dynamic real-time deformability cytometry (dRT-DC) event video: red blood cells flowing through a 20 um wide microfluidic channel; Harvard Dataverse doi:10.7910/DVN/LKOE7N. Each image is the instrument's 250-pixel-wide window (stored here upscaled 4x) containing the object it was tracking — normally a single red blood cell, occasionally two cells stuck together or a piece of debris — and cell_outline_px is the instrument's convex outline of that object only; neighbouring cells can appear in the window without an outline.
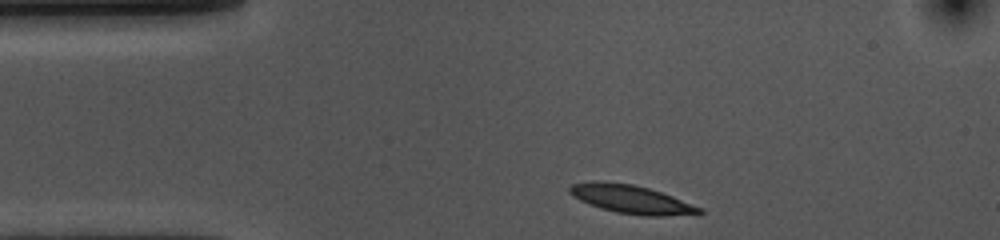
{"species": "common noctule bat (a hibernating species)", "species_latin": "Nyctalus noctula", "temperature_condition": "cold", "stored_images_in_passage": 35, "camera_frame_rate_fps": 3000, "um_per_image_px": 0.085, "animal": {"sex": "female", "body_mass_g": 10.0, "forearm_length_mm": 53.1}, "frame": {"image": 1, "passage_image": 1, "time_ms": 0.0, "image_size_px": [1000, 240], "cell_outline_px": [[704, 212], [700, 216], [644, 216], [616, 212], [600, 208], [580, 200], [572, 196], [568, 192], [568, 188], [572, 184], [592, 180], [596, 180], [632, 184], [648, 188], [672, 196], [704, 208]], "centroid_in_image_um": [53.73, 16.96], "position_along_channel_um": 31.3, "area_um2": 21.96}}
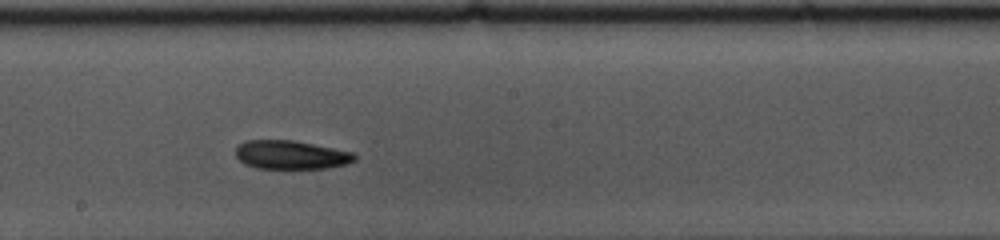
{"frame": {"image": 2, "passage_image": 20, "time_ms": 6.333, "image_size_px": [1000, 240], "cell_outline_px": [[356, 160], [348, 164], [328, 168], [256, 168], [244, 164], [236, 156], [236, 148], [244, 140], [292, 140], [352, 152], [356, 156]], "centroid_in_image_um": [24.72, 13.16], "position_along_channel_um": 223.5, "area_um2": 19.77}}
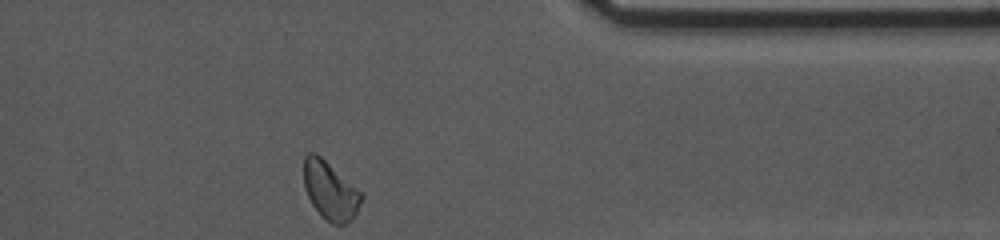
{"frame": {"image": 3, "passage_image": 35, "time_ms": 11.333, "image_size_px": [1000, 240], "cell_outline_px": [[364, 196], [356, 212], [348, 224], [332, 224], [324, 220], [320, 216], [312, 204], [304, 188], [304, 156], [308, 152], [316, 152], [360, 192]], "centroid_in_image_um": [28.03, 16.23], "position_along_channel_um": 383.4, "area_um2": 19.36}, "authors_computed_cell_mechanics": {"area_um2": 20.4612, "velocity_mm_per_s": 3.5763, "shape_relaxation_time_tau1_ms": 9.4065, "shape_relaxation_time_tau2_ms": null, "deformation_change_tau1": 0.1427, "deformation_change_tau2": null}}